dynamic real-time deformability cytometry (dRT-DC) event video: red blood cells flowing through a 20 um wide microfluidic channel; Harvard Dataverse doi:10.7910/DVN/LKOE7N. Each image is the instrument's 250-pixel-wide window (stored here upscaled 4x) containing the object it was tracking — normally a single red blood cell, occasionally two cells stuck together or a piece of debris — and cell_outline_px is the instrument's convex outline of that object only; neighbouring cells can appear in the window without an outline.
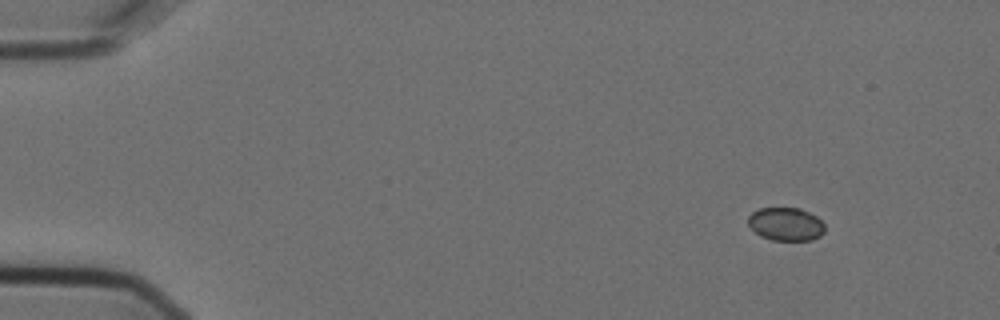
{"species": "Egyptian fruit bat (a non-hibernating species)", "species_latin": "Rousettus aegyptiacus", "temperature_condition": "cold", "stored_images_in_passage": 5, "segment_of_instrument_passage": [1, 2], "camera_frame_rate_fps": 3000, "um_per_image_px": 0.085, "animal": {"sex": "female"}, "frame": {"image": 1, "passage_image": 1, "time_ms": 0.0, "image_size_px": [1000, 320], "cell_outline_px": [[824, 232], [820, 236], [812, 240], [772, 240], [760, 236], [748, 224], [748, 216], [752, 212], [760, 208], [800, 208], [816, 216], [824, 224]], "centroid_in_image_um": [66.79, 19.05], "position_along_channel_um": 18.2, "area_um2": 14.8}}